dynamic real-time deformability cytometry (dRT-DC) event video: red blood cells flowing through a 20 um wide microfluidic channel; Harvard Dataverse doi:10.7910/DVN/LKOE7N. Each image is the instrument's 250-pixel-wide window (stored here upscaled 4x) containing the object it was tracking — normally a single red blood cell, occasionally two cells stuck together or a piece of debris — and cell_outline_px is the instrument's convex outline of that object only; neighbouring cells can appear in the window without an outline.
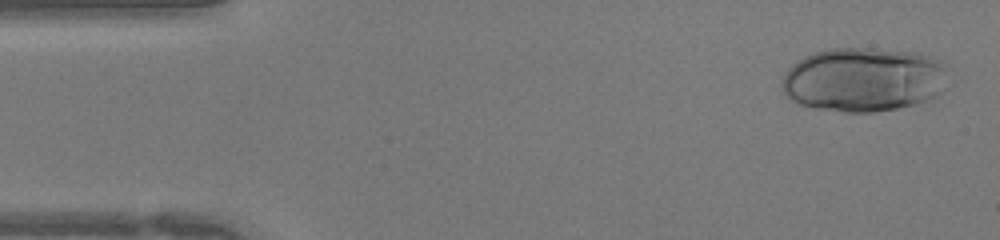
{"species": "human", "species_latin": "Homo sapiens", "temperature_condition": "warm", "stored_images_in_passage": 43, "camera_frame_rate_fps": 3000, "um_per_image_px": 0.085, "donor": {"sex": "female"}, "frame": {"image": 1, "passage_image": 2, "time_ms": 0.333, "image_size_px": [1000, 240], "cell_outline_px": [[948, 64], [940, 92], [916, 104], [896, 108], [872, 112], [844, 112], [816, 108], [800, 104], [788, 100], [780, 84], [788, 68], [792, 64], [804, 56], [828, 48], [872, 48], [916, 52], [944, 60]], "centroid_in_image_um": [73.37, 6.74], "position_along_channel_um": 11.6, "area_um2": 62.42}}